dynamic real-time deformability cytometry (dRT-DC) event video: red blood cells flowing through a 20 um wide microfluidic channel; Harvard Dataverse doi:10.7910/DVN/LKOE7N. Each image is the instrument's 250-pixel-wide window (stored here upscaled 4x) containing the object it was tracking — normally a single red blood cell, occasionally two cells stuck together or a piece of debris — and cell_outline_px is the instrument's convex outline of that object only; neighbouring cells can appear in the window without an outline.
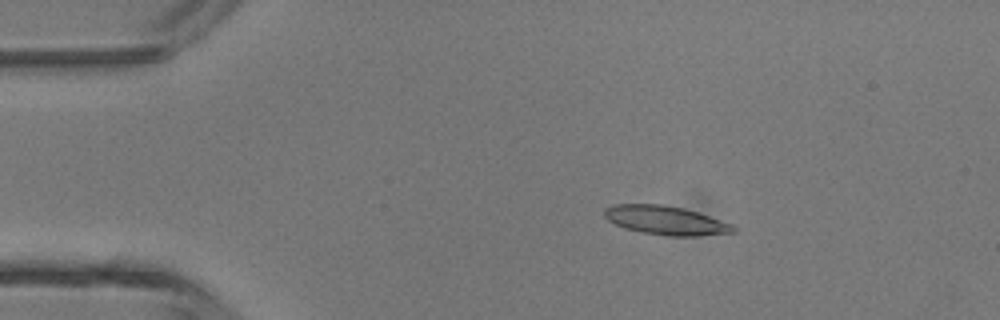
{"species": "common noctule bat (a hibernating species)", "species_latin": "Nyctalus noctula", "temperature_condition": "room temperature", "stored_images_in_passage": 4, "camera_frame_rate_fps": 3000, "um_per_image_px": 0.085, "animal": {"sex": "male", "body_mass_g": 13.3}, "frame": {"image": 1, "passage_image": 3, "time_ms": 0.667, "image_size_px": [1000, 320], "cell_outline_px": [[736, 232], [696, 236], [668, 236], [640, 232], [624, 228], [608, 220], [604, 216], [604, 208], [612, 204], [660, 204], [684, 208], [732, 224], [736, 228]], "centroid_in_image_um": [56.55, 18.73], "position_along_channel_um": 28.4, "area_um2": 21.68}}